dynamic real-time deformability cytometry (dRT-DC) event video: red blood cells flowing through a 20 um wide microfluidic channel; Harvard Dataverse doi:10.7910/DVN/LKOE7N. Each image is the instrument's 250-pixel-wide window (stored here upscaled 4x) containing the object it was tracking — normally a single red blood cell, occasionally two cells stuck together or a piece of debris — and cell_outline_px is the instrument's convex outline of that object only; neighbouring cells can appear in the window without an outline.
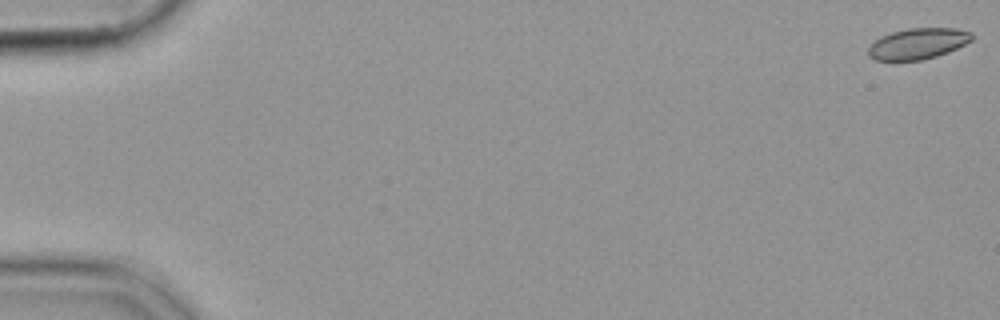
{"species": "common noctule bat (a hibernating species)", "species_latin": "Nyctalus noctula", "temperature_condition": "cold", "stored_images_in_passage": 12, "camera_frame_rate_fps": 3000, "um_per_image_px": 0.085, "animal": {"sex": "female", "body_mass_g": 19.9}, "frame": {"image": 1, "passage_image": 1, "time_ms": 0.0, "image_size_px": [1000, 320], "cell_outline_px": [[972, 40], [948, 52], [936, 56], [920, 60], [876, 60], [868, 56], [868, 48], [880, 36], [892, 32], [908, 28], [956, 28], [972, 32]], "centroid_in_image_um": [78.01, 3.7], "position_along_channel_um": 7.0, "area_um2": 18.55}}